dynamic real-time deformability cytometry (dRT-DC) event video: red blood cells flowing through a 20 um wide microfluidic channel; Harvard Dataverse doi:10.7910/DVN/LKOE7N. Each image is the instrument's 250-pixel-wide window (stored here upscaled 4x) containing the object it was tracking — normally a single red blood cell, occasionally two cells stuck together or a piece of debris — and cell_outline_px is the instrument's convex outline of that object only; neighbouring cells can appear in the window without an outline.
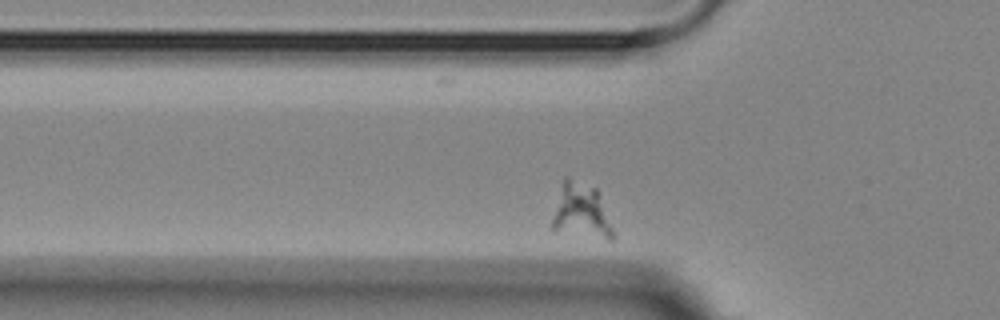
{"species": "Egyptian fruit bat (a non-hibernating species)", "species_latin": "Rousettus aegyptiacus", "temperature_condition": "room temperature", "stored_images_in_passage": 2, "camera_frame_rate_fps": 3000, "um_per_image_px": 0.085, "animal": {"sex": "female"}, "frame": {"image": 1, "passage_image": 2, "time_ms": 1.0, "image_size_px": [1000, 320], "cell_outline_px": [[616, 236], [612, 240], [608, 240], [552, 228], [552, 216], [564, 176], [568, 176], [596, 188]], "centroid_in_image_um": [49.42, 17.93], "position_along_channel_um": 76.4, "area_um2": 18.96}}